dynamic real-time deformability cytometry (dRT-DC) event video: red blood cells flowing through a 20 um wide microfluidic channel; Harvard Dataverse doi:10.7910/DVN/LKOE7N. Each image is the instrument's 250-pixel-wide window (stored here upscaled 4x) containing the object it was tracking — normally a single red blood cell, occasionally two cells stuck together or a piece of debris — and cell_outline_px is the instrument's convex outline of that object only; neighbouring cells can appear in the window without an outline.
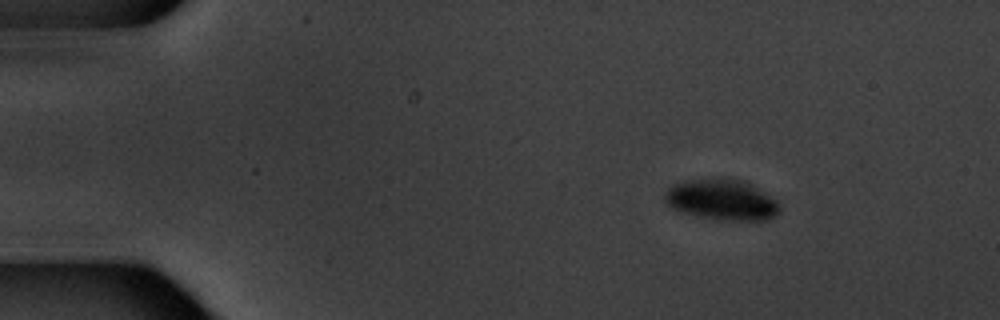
{"species": "common noctule bat (a hibernating species)", "species_latin": "Nyctalus noctula", "temperature_condition": "warm", "stored_images_in_passage": 6, "camera_frame_rate_fps": 3000, "um_per_image_px": 0.085, "animal": {"sex": "male", "body_mass_g": 20.1, "forearm_length_mm": 53.5}, "frame": {"image": 1, "passage_image": 2, "time_ms": 1.0, "image_size_px": [1000, 320], "cell_outline_px": [[780, 212], [776, 216], [768, 220], [720, 220], [680, 212], [672, 208], [664, 200], [664, 196], [668, 188], [676, 184], [688, 180], [712, 176], [744, 180], [764, 192], [776, 200], [780, 204]], "centroid_in_image_um": [61.37, 16.96], "position_along_channel_um": 23.6, "area_um2": 27.63}}
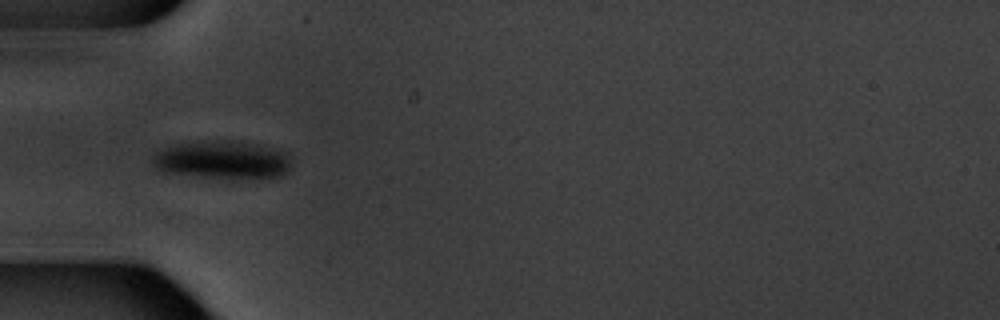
{"frame": {"image": 2, "passage_image": 5, "time_ms": 4.667, "image_size_px": [1000, 320], "cell_outline_px": [[292, 168], [284, 176], [256, 180], [252, 180], [200, 176], [164, 172], [152, 160], [152, 156], [156, 152], [164, 148], [176, 144], [200, 140], [232, 140], [260, 144], [288, 152], [292, 160]], "centroid_in_image_um": [19.05, 13.59], "position_along_channel_um": 65.9, "area_um2": 31.73}}